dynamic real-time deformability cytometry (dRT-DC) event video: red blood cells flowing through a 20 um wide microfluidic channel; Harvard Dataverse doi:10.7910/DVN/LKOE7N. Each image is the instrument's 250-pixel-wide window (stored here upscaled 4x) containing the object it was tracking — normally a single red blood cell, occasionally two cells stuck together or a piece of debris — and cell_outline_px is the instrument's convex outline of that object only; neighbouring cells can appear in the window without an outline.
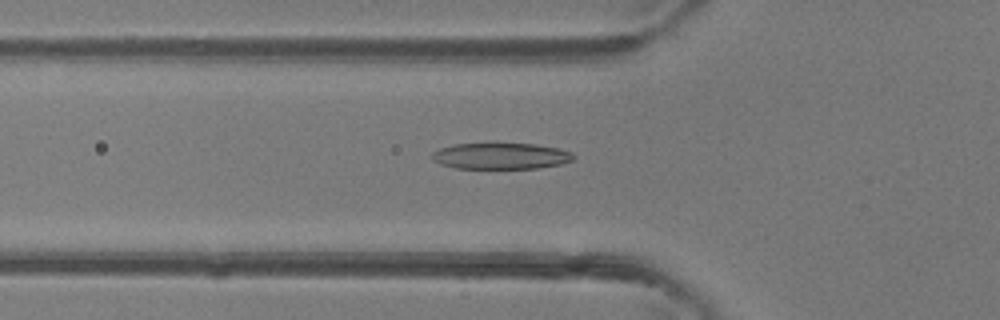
{"species": "common noctule bat (a hibernating species)", "species_latin": "Nyctalus noctula", "temperature_condition": "room temperature", "stored_images_in_passage": 47, "camera_frame_rate_fps": 3000, "um_per_image_px": 0.085, "animal": {"sex": "female"}, "frame": {"image": 1, "passage_image": 17, "time_ms": 5.333, "image_size_px": [1000, 320], "cell_outline_px": [[576, 156], [572, 160], [560, 164], [536, 168], [456, 168], [440, 164], [432, 160], [432, 152], [440, 148], [452, 144], [492, 140], [532, 144], [556, 148], [572, 152]], "centroid_in_image_um": [42.5, 13.21], "position_along_channel_um": 83.3, "area_um2": 22.54}}
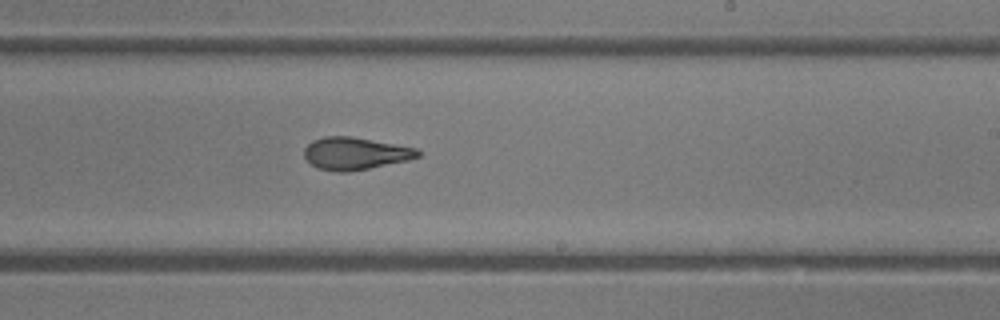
{"frame": {"image": 2, "passage_image": 29, "time_ms": 9.333, "image_size_px": [1000, 320], "cell_outline_px": [[420, 156], [408, 160], [348, 172], [336, 172], [316, 168], [304, 156], [304, 148], [312, 140], [324, 136], [352, 136], [416, 148], [420, 152]], "centroid_in_image_um": [30.16, 13.04], "position_along_channel_um": 258.8, "area_um2": 21.39}}
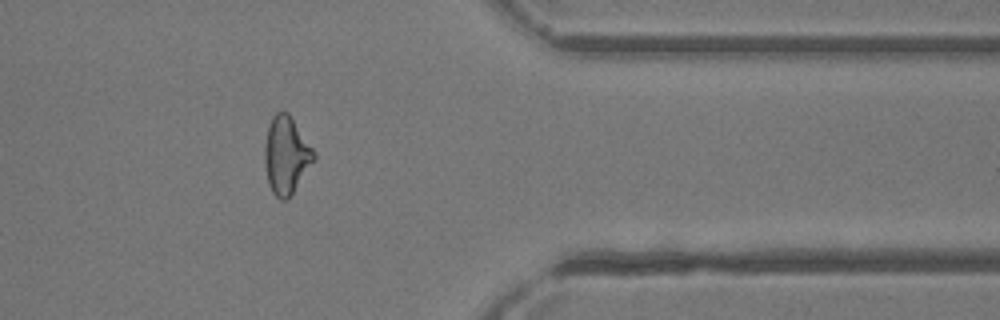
{"frame": {"image": 3, "passage_image": 39, "time_ms": 12.667, "image_size_px": [1000, 320], "cell_outline_px": [[316, 156], [288, 200], [280, 200], [272, 192], [268, 184], [264, 160], [264, 144], [268, 128], [272, 116], [276, 112], [288, 112], [316, 152]], "centroid_in_image_um": [24.31, 13.19], "position_along_channel_um": 387.1, "area_um2": 22.14}}